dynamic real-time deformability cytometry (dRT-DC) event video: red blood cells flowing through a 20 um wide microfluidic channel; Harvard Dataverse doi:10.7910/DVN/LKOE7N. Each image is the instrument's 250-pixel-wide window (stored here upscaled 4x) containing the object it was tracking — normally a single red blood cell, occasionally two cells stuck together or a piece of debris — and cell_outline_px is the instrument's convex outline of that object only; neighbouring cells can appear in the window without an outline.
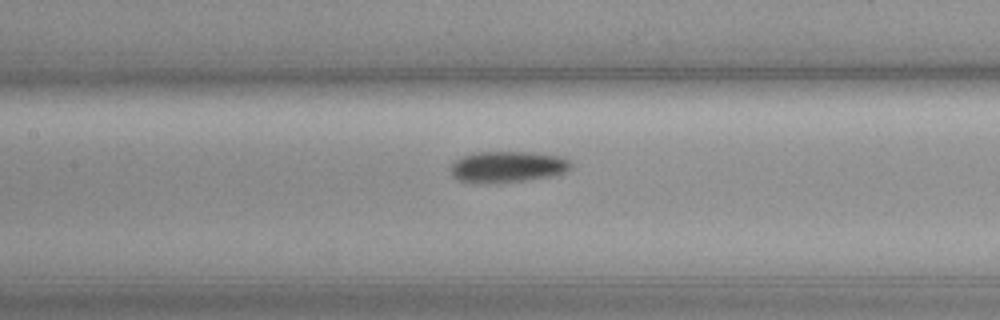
{"species": "common noctule bat (a hibernating species)", "species_latin": "Nyctalus noctula", "temperature_condition": "cold", "stored_images_in_passage": 38, "camera_frame_rate_fps": 3000, "um_per_image_px": 0.085, "animal": {"sex": "female", "body_mass_g": 19.3, "forearm_length_mm": 54.1}, "frame": {"image": 1, "passage_image": 10, "time_ms": 3.0, "image_size_px": [1000, 320], "cell_outline_px": [[572, 168], [556, 176], [520, 180], [460, 180], [452, 176], [452, 160], [460, 156], [472, 152], [528, 152], [564, 156], [572, 164]], "centroid_in_image_um": [43.21, 14.11], "position_along_channel_um": 164.2, "area_um2": 21.21}}
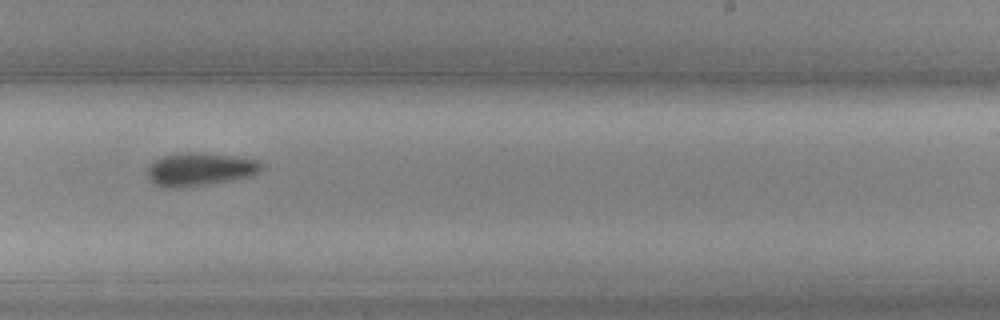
{"frame": {"image": 2, "passage_image": 19, "time_ms": 6.0, "image_size_px": [1000, 320], "cell_outline_px": [[264, 164], [256, 172], [248, 176], [200, 184], [156, 184], [148, 176], [148, 168], [156, 160], [164, 156], [176, 152], [196, 152], [228, 156], [256, 160]], "centroid_in_image_um": [17.0, 14.31], "position_along_channel_um": 272.0, "area_um2": 20.23}}
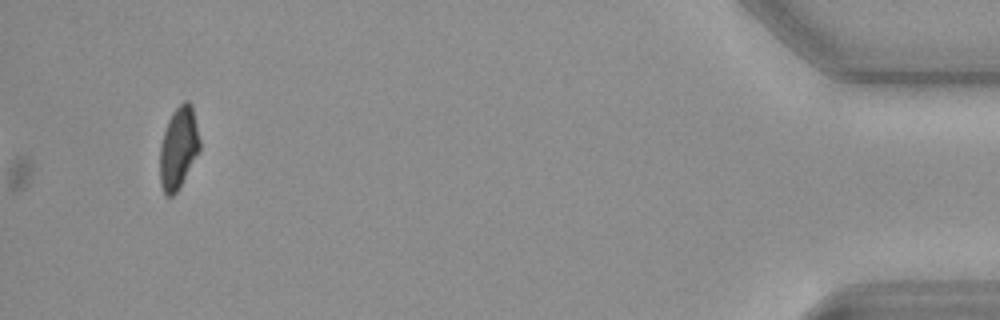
{"frame": {"image": 3, "passage_image": 38, "time_ms": 12.333, "image_size_px": [1000, 320], "cell_outline_px": [[200, 148], [180, 188], [172, 196], [164, 196], [160, 184], [160, 148], [164, 132], [168, 120], [172, 112], [184, 100], [188, 100], [192, 104], [200, 140]], "centroid_in_image_um": [15.17, 12.58], "position_along_channel_um": 420.0, "area_um2": 19.07}, "authors_computed_cell_mechanics": {"area_um2": 21.0103, "velocity_mm_per_s": 3.6177, "shape_relaxation_time_tau1_ms": 5.5207, "shape_relaxation_time_tau2_ms": null, "deformation_change_tau1": 0.1262, "deformation_change_tau2": null}}